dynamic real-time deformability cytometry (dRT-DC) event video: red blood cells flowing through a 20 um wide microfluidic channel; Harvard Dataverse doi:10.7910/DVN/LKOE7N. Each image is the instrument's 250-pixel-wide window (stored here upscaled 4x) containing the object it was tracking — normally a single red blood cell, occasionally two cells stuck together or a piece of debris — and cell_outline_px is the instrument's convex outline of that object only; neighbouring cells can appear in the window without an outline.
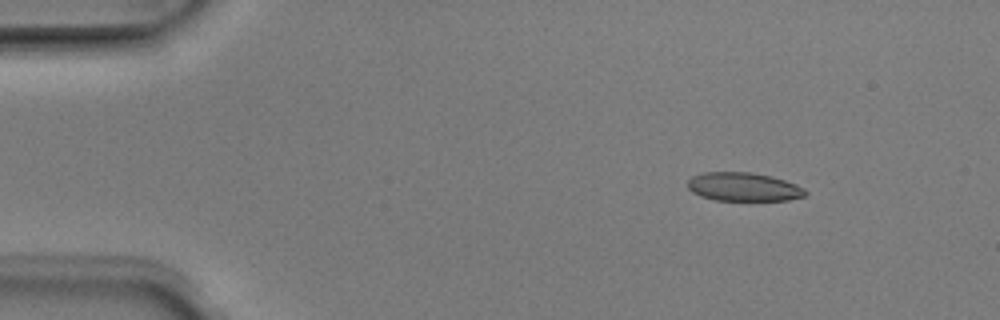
{"species": "Egyptian fruit bat (a non-hibernating species)", "species_latin": "Rousettus aegyptiacus", "temperature_condition": "room temperature", "stored_images_in_passage": 5, "camera_frame_rate_fps": 3000, "um_per_image_px": 0.085, "animal": {"sex": "male"}, "frame": {"image": 1, "passage_image": 2, "time_ms": 0.333, "image_size_px": [1000, 320], "cell_outline_px": [[808, 192], [804, 196], [788, 200], [716, 200], [700, 196], [692, 192], [688, 188], [688, 180], [692, 176], [704, 172], [752, 172], [772, 176], [796, 184], [804, 188]], "centroid_in_image_um": [63.2, 15.88], "position_along_channel_um": 21.8, "area_um2": 19.65}}
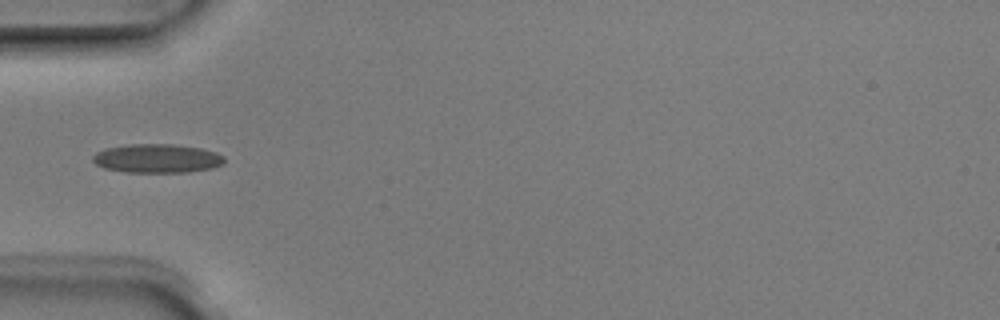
{"frame": {"image": 2, "passage_image": 5, "time_ms": 1.333, "image_size_px": [1000, 320], "cell_outline_px": [[224, 164], [212, 168], [188, 172], [124, 172], [104, 168], [96, 164], [92, 160], [92, 156], [96, 152], [104, 148], [128, 144], [172, 144], [200, 148], [216, 152], [224, 156]], "centroid_in_image_um": [13.34, 13.46], "position_along_channel_um": 71.7, "area_um2": 22.25}}